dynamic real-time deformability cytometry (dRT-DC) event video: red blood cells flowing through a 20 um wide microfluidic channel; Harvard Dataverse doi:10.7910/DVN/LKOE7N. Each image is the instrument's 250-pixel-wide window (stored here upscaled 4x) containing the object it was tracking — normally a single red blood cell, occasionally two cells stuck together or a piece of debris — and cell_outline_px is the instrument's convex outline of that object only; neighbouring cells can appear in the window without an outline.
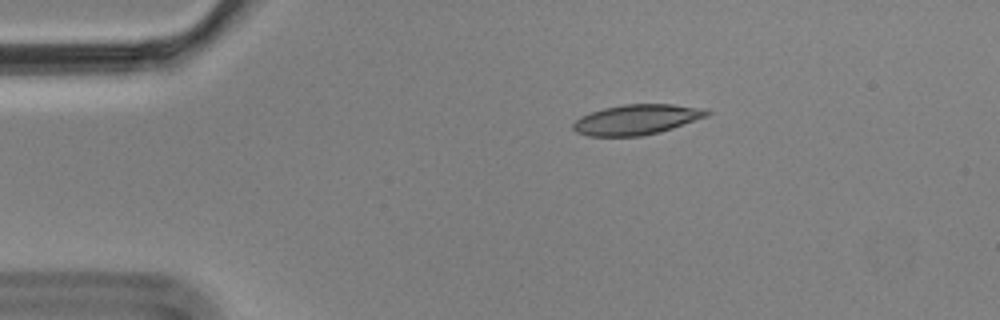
{"species": "Egyptian fruit bat (a non-hibernating species)", "species_latin": "Rousettus aegyptiacus", "temperature_condition": "cold", "stored_images_in_passage": 4, "camera_frame_rate_fps": 3000, "um_per_image_px": 0.085, "animal": {"sex": "male"}, "frame": {"image": 1, "passage_image": 4, "time_ms": 1.0, "image_size_px": [1000, 320], "cell_outline_px": [[712, 112], [708, 116], [660, 132], [640, 136], [588, 136], [576, 132], [572, 128], [572, 124], [580, 116], [604, 108], [624, 104], [672, 104], [708, 108]], "centroid_in_image_um": [54.14, 10.15], "position_along_channel_um": 30.9, "area_um2": 23.64}}